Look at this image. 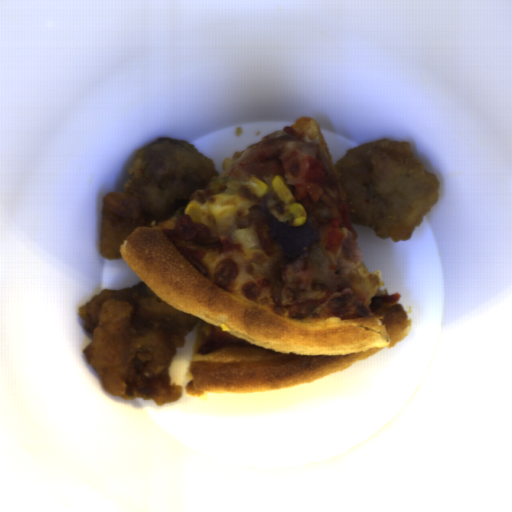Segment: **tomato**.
<instances>
[{
    "label": "tomato",
    "instance_id": "512abeb7",
    "mask_svg": "<svg viewBox=\"0 0 512 512\" xmlns=\"http://www.w3.org/2000/svg\"><path fill=\"white\" fill-rule=\"evenodd\" d=\"M344 241V228H337L334 225H330L327 234L323 250L336 254Z\"/></svg>",
    "mask_w": 512,
    "mask_h": 512
}]
</instances>
